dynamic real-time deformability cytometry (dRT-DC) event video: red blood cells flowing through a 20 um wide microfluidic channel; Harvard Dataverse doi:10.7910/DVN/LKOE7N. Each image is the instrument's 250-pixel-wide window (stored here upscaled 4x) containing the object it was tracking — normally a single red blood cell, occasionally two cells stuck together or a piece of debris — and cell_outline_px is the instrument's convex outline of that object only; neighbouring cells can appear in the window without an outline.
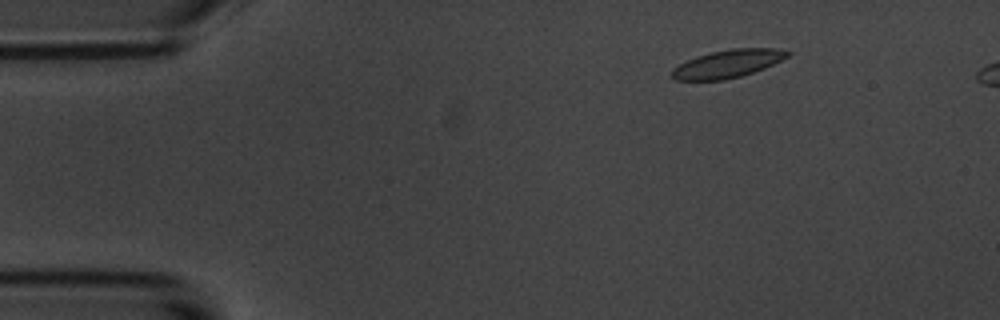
{"species": "common noctule bat (a hibernating species)", "species_latin": "Nyctalus noctula", "temperature_condition": "room temperature", "stored_images_in_passage": 54, "camera_frame_rate_fps": 3000, "um_per_image_px": 0.085, "animal": {"sex": "male", "body_mass_g": 20.1, "forearm_length_mm": 53.5}, "frame": {"image": 1, "passage_image": 7, "time_ms": 2.0, "image_size_px": [1000, 320], "cell_outline_px": [[792, 52], [788, 56], [764, 68], [740, 76], [724, 80], [676, 80], [672, 76], [672, 68], [696, 56], [712, 52], [732, 48], [780, 48]], "centroid_in_image_um": [61.86, 5.41], "position_along_channel_um": 23.1, "area_um2": 18.61}}
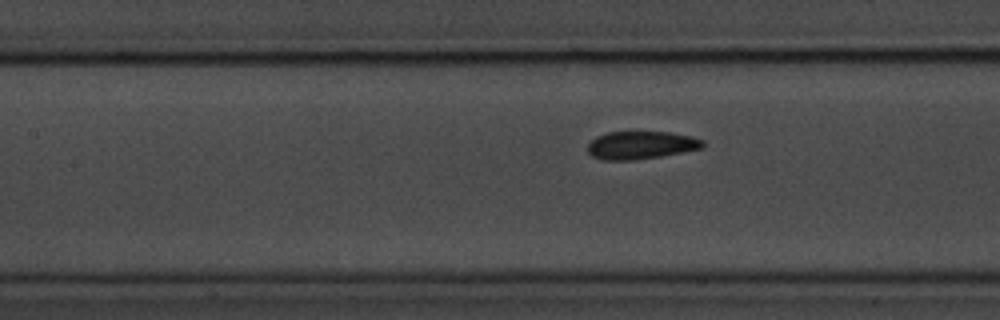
{"frame": {"image": 2, "passage_image": 24, "time_ms": 7.667, "image_size_px": [1000, 320], "cell_outline_px": [[704, 148], [660, 156], [632, 160], [604, 160], [592, 156], [588, 152], [588, 144], [596, 136], [608, 132], [668, 132], [692, 136], [704, 140]], "centroid_in_image_um": [54.49, 12.33], "position_along_channel_um": 152.9, "area_um2": 18.67}}
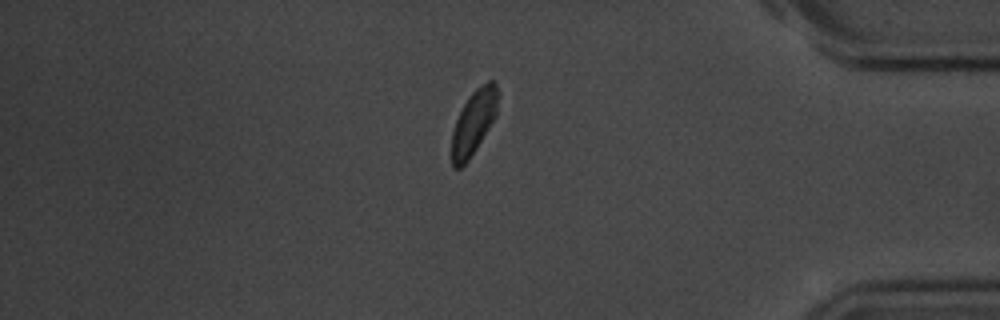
{"frame": {"image": 3, "passage_image": 47, "time_ms": 15.333, "image_size_px": [1000, 320], "cell_outline_px": [[500, 92], [496, 116], [476, 148], [468, 160], [460, 168], [452, 168], [452, 132], [456, 120], [464, 104], [472, 92], [476, 88], [488, 80], [492, 80], [496, 84]], "centroid_in_image_um": [40.29, 10.36], "position_along_channel_um": 394.9, "area_um2": 17.28}, "authors_computed_cell_mechanics": {"area_um2": 18.785, "velocity_mm_per_s": 3.5511, "shape_relaxation_time_tau1_ms": 2.9137, "shape_relaxation_time_tau2_ms": null, "deformation_change_tau1": 0.1003, "deformation_change_tau2": null}}